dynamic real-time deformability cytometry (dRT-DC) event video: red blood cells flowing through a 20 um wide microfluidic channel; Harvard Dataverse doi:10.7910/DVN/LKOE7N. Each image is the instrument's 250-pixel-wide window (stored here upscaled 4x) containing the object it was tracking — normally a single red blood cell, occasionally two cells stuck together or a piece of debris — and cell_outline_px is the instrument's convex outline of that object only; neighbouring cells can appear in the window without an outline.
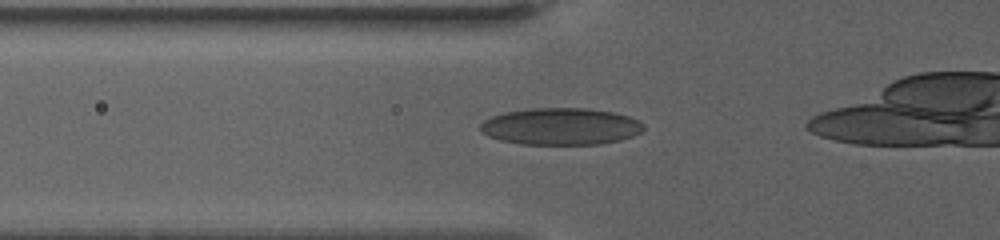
{"species": "human", "species_latin": "Homo sapiens", "temperature_condition": "warm", "stored_images_in_passage": 8, "camera_frame_rate_fps": 3000, "um_per_image_px": 0.085, "donor": {"sex": "female"}, "frame": {"image": 1, "passage_image": 2, "time_ms": 0.667, "image_size_px": [1000, 240], "cell_outline_px": [[644, 128], [640, 132], [632, 136], [620, 140], [600, 144], [520, 144], [500, 140], [488, 136], [480, 132], [480, 124], [484, 120], [492, 116], [504, 112], [528, 108], [584, 108], [612, 112], [628, 116], [640, 120], [644, 124]], "centroid_in_image_um": [47.64, 10.74], "position_along_channel_um": 78.2, "area_um2": 35.26}}
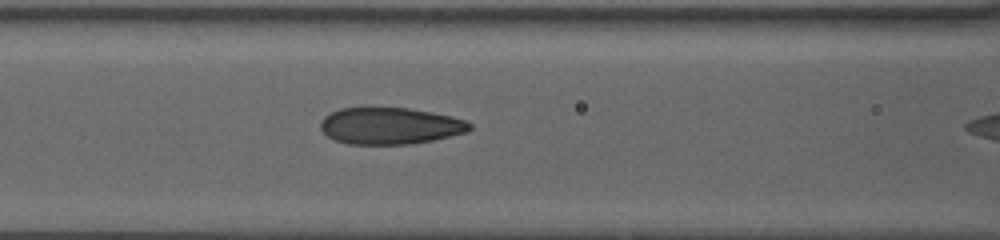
{"frame": {"image": 2, "passage_image": 5, "time_ms": 2.333, "image_size_px": [1000, 240], "cell_outline_px": [[472, 128], [468, 132], [432, 140], [408, 144], [348, 144], [336, 140], [328, 136], [320, 128], [320, 120], [324, 116], [340, 108], [408, 108], [432, 112], [452, 116], [464, 120], [472, 124]], "centroid_in_image_um": [33.16, 10.7], "position_along_channel_um": 133.4, "area_um2": 31.85}}
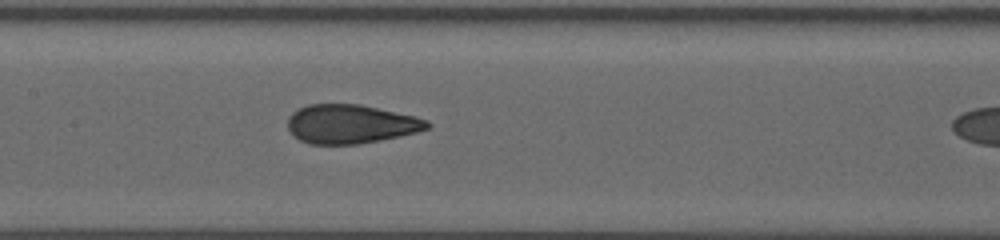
{"frame": {"image": 3, "passage_image": 7, "time_ms": 3.667, "image_size_px": [1000, 240], "cell_outline_px": [[432, 124], [428, 128], [416, 132], [400, 136], [380, 140], [356, 144], [308, 144], [300, 140], [288, 128], [288, 116], [292, 112], [308, 104], [360, 104], [416, 116], [428, 120]], "centroid_in_image_um": [29.83, 10.54], "position_along_channel_um": 177.6, "area_um2": 31.62}}